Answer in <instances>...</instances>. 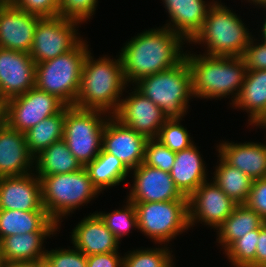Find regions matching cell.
<instances>
[{
  "label": "cell",
  "mask_w": 266,
  "mask_h": 267,
  "mask_svg": "<svg viewBox=\"0 0 266 267\" xmlns=\"http://www.w3.org/2000/svg\"><path fill=\"white\" fill-rule=\"evenodd\" d=\"M184 41L165 26L134 36L118 55L127 84L178 65L186 55L181 48Z\"/></svg>",
  "instance_id": "cell-1"
},
{
  "label": "cell",
  "mask_w": 266,
  "mask_h": 267,
  "mask_svg": "<svg viewBox=\"0 0 266 267\" xmlns=\"http://www.w3.org/2000/svg\"><path fill=\"white\" fill-rule=\"evenodd\" d=\"M66 106L57 96L33 87L3 103V120L12 128L25 133Z\"/></svg>",
  "instance_id": "cell-10"
},
{
  "label": "cell",
  "mask_w": 266,
  "mask_h": 267,
  "mask_svg": "<svg viewBox=\"0 0 266 267\" xmlns=\"http://www.w3.org/2000/svg\"><path fill=\"white\" fill-rule=\"evenodd\" d=\"M181 120L180 118L168 119L160 128L156 138L174 152H180L194 144L190 139V133L187 131V128L180 124Z\"/></svg>",
  "instance_id": "cell-35"
},
{
  "label": "cell",
  "mask_w": 266,
  "mask_h": 267,
  "mask_svg": "<svg viewBox=\"0 0 266 267\" xmlns=\"http://www.w3.org/2000/svg\"><path fill=\"white\" fill-rule=\"evenodd\" d=\"M93 185L101 192L125 181L130 170L116 156L101 152L85 166Z\"/></svg>",
  "instance_id": "cell-29"
},
{
  "label": "cell",
  "mask_w": 266,
  "mask_h": 267,
  "mask_svg": "<svg viewBox=\"0 0 266 267\" xmlns=\"http://www.w3.org/2000/svg\"><path fill=\"white\" fill-rule=\"evenodd\" d=\"M237 205L214 181L207 180L188 197L189 227L201 221L217 229Z\"/></svg>",
  "instance_id": "cell-12"
},
{
  "label": "cell",
  "mask_w": 266,
  "mask_h": 267,
  "mask_svg": "<svg viewBox=\"0 0 266 267\" xmlns=\"http://www.w3.org/2000/svg\"><path fill=\"white\" fill-rule=\"evenodd\" d=\"M263 8H266V6L265 7H263ZM264 10H266V9H264ZM263 26L261 27L262 29H261V32H262V41L263 42H265L266 43V19H264V22H263V24H262Z\"/></svg>",
  "instance_id": "cell-45"
},
{
  "label": "cell",
  "mask_w": 266,
  "mask_h": 267,
  "mask_svg": "<svg viewBox=\"0 0 266 267\" xmlns=\"http://www.w3.org/2000/svg\"><path fill=\"white\" fill-rule=\"evenodd\" d=\"M176 152L170 150L156 138L148 139L145 145L143 163L170 173L175 162Z\"/></svg>",
  "instance_id": "cell-36"
},
{
  "label": "cell",
  "mask_w": 266,
  "mask_h": 267,
  "mask_svg": "<svg viewBox=\"0 0 266 267\" xmlns=\"http://www.w3.org/2000/svg\"><path fill=\"white\" fill-rule=\"evenodd\" d=\"M138 228L155 243H169L177 235L188 230V198L181 200L137 202Z\"/></svg>",
  "instance_id": "cell-9"
},
{
  "label": "cell",
  "mask_w": 266,
  "mask_h": 267,
  "mask_svg": "<svg viewBox=\"0 0 266 267\" xmlns=\"http://www.w3.org/2000/svg\"><path fill=\"white\" fill-rule=\"evenodd\" d=\"M59 228L47 211L0 209V240L16 234L55 232Z\"/></svg>",
  "instance_id": "cell-25"
},
{
  "label": "cell",
  "mask_w": 266,
  "mask_h": 267,
  "mask_svg": "<svg viewBox=\"0 0 266 267\" xmlns=\"http://www.w3.org/2000/svg\"><path fill=\"white\" fill-rule=\"evenodd\" d=\"M125 203L124 209H115L110 213L96 212L118 241L121 240L123 236L128 235L131 229L138 228L137 213L134 203L128 199Z\"/></svg>",
  "instance_id": "cell-32"
},
{
  "label": "cell",
  "mask_w": 266,
  "mask_h": 267,
  "mask_svg": "<svg viewBox=\"0 0 266 267\" xmlns=\"http://www.w3.org/2000/svg\"><path fill=\"white\" fill-rule=\"evenodd\" d=\"M78 24L60 16L40 18L29 52L33 61L45 62L73 50L83 40L76 30Z\"/></svg>",
  "instance_id": "cell-11"
},
{
  "label": "cell",
  "mask_w": 266,
  "mask_h": 267,
  "mask_svg": "<svg viewBox=\"0 0 266 267\" xmlns=\"http://www.w3.org/2000/svg\"><path fill=\"white\" fill-rule=\"evenodd\" d=\"M174 262H172L168 267H175Z\"/></svg>",
  "instance_id": "cell-50"
},
{
  "label": "cell",
  "mask_w": 266,
  "mask_h": 267,
  "mask_svg": "<svg viewBox=\"0 0 266 267\" xmlns=\"http://www.w3.org/2000/svg\"><path fill=\"white\" fill-rule=\"evenodd\" d=\"M163 4L171 20L165 27L190 43L202 29L214 0L210 3L204 0H163Z\"/></svg>",
  "instance_id": "cell-20"
},
{
  "label": "cell",
  "mask_w": 266,
  "mask_h": 267,
  "mask_svg": "<svg viewBox=\"0 0 266 267\" xmlns=\"http://www.w3.org/2000/svg\"><path fill=\"white\" fill-rule=\"evenodd\" d=\"M147 138L121 124L112 115L107 119L102 134V149L116 156L132 171L144 161Z\"/></svg>",
  "instance_id": "cell-15"
},
{
  "label": "cell",
  "mask_w": 266,
  "mask_h": 267,
  "mask_svg": "<svg viewBox=\"0 0 266 267\" xmlns=\"http://www.w3.org/2000/svg\"><path fill=\"white\" fill-rule=\"evenodd\" d=\"M91 55L89 51L85 57L74 106L103 111L109 117L116 112L127 85L122 63L120 57L103 56L95 60Z\"/></svg>",
  "instance_id": "cell-2"
},
{
  "label": "cell",
  "mask_w": 266,
  "mask_h": 267,
  "mask_svg": "<svg viewBox=\"0 0 266 267\" xmlns=\"http://www.w3.org/2000/svg\"><path fill=\"white\" fill-rule=\"evenodd\" d=\"M233 107L249 113V125L261 127L266 122V70H247Z\"/></svg>",
  "instance_id": "cell-23"
},
{
  "label": "cell",
  "mask_w": 266,
  "mask_h": 267,
  "mask_svg": "<svg viewBox=\"0 0 266 267\" xmlns=\"http://www.w3.org/2000/svg\"><path fill=\"white\" fill-rule=\"evenodd\" d=\"M0 209L46 211L42 206L41 180L35 172L0 177Z\"/></svg>",
  "instance_id": "cell-18"
},
{
  "label": "cell",
  "mask_w": 266,
  "mask_h": 267,
  "mask_svg": "<svg viewBox=\"0 0 266 267\" xmlns=\"http://www.w3.org/2000/svg\"><path fill=\"white\" fill-rule=\"evenodd\" d=\"M72 231V247L86 256L118 251L120 241L96 213L83 218Z\"/></svg>",
  "instance_id": "cell-21"
},
{
  "label": "cell",
  "mask_w": 266,
  "mask_h": 267,
  "mask_svg": "<svg viewBox=\"0 0 266 267\" xmlns=\"http://www.w3.org/2000/svg\"><path fill=\"white\" fill-rule=\"evenodd\" d=\"M219 164L214 171V182L234 202L245 204L252 188L253 180L236 167L229 165L220 155Z\"/></svg>",
  "instance_id": "cell-30"
},
{
  "label": "cell",
  "mask_w": 266,
  "mask_h": 267,
  "mask_svg": "<svg viewBox=\"0 0 266 267\" xmlns=\"http://www.w3.org/2000/svg\"><path fill=\"white\" fill-rule=\"evenodd\" d=\"M265 221L245 204L237 205L226 220L216 229L217 240L226 250L235 240L257 230Z\"/></svg>",
  "instance_id": "cell-28"
},
{
  "label": "cell",
  "mask_w": 266,
  "mask_h": 267,
  "mask_svg": "<svg viewBox=\"0 0 266 267\" xmlns=\"http://www.w3.org/2000/svg\"><path fill=\"white\" fill-rule=\"evenodd\" d=\"M6 266H7V263H6V260L4 258L3 251L1 248V244H0V267H6Z\"/></svg>",
  "instance_id": "cell-47"
},
{
  "label": "cell",
  "mask_w": 266,
  "mask_h": 267,
  "mask_svg": "<svg viewBox=\"0 0 266 267\" xmlns=\"http://www.w3.org/2000/svg\"><path fill=\"white\" fill-rule=\"evenodd\" d=\"M40 18L12 3L0 4V47L29 54Z\"/></svg>",
  "instance_id": "cell-16"
},
{
  "label": "cell",
  "mask_w": 266,
  "mask_h": 267,
  "mask_svg": "<svg viewBox=\"0 0 266 267\" xmlns=\"http://www.w3.org/2000/svg\"><path fill=\"white\" fill-rule=\"evenodd\" d=\"M56 232H33L7 236L0 240L6 263L44 260L46 250L42 244Z\"/></svg>",
  "instance_id": "cell-26"
},
{
  "label": "cell",
  "mask_w": 266,
  "mask_h": 267,
  "mask_svg": "<svg viewBox=\"0 0 266 267\" xmlns=\"http://www.w3.org/2000/svg\"><path fill=\"white\" fill-rule=\"evenodd\" d=\"M129 95L125 99H121L112 116L147 139L157 138L160 128L168 120V117L136 88Z\"/></svg>",
  "instance_id": "cell-13"
},
{
  "label": "cell",
  "mask_w": 266,
  "mask_h": 267,
  "mask_svg": "<svg viewBox=\"0 0 266 267\" xmlns=\"http://www.w3.org/2000/svg\"><path fill=\"white\" fill-rule=\"evenodd\" d=\"M188 53L185 58L191 70L194 98L222 99L233 95L230 103L233 104L247 71L244 59Z\"/></svg>",
  "instance_id": "cell-3"
},
{
  "label": "cell",
  "mask_w": 266,
  "mask_h": 267,
  "mask_svg": "<svg viewBox=\"0 0 266 267\" xmlns=\"http://www.w3.org/2000/svg\"><path fill=\"white\" fill-rule=\"evenodd\" d=\"M258 229L235 240L226 250V256L234 267H255Z\"/></svg>",
  "instance_id": "cell-33"
},
{
  "label": "cell",
  "mask_w": 266,
  "mask_h": 267,
  "mask_svg": "<svg viewBox=\"0 0 266 267\" xmlns=\"http://www.w3.org/2000/svg\"><path fill=\"white\" fill-rule=\"evenodd\" d=\"M82 40L73 50L54 59L37 63L35 87L53 94L67 106H74L80 89L82 67L88 45Z\"/></svg>",
  "instance_id": "cell-7"
},
{
  "label": "cell",
  "mask_w": 266,
  "mask_h": 267,
  "mask_svg": "<svg viewBox=\"0 0 266 267\" xmlns=\"http://www.w3.org/2000/svg\"><path fill=\"white\" fill-rule=\"evenodd\" d=\"M261 127L266 129V122Z\"/></svg>",
  "instance_id": "cell-52"
},
{
  "label": "cell",
  "mask_w": 266,
  "mask_h": 267,
  "mask_svg": "<svg viewBox=\"0 0 266 267\" xmlns=\"http://www.w3.org/2000/svg\"><path fill=\"white\" fill-rule=\"evenodd\" d=\"M245 26L235 12L215 1L209 8L202 29L190 42L205 44V55L242 57L253 36Z\"/></svg>",
  "instance_id": "cell-4"
},
{
  "label": "cell",
  "mask_w": 266,
  "mask_h": 267,
  "mask_svg": "<svg viewBox=\"0 0 266 267\" xmlns=\"http://www.w3.org/2000/svg\"><path fill=\"white\" fill-rule=\"evenodd\" d=\"M66 107L59 113L43 119L25 132L29 152L35 157L54 142L63 139Z\"/></svg>",
  "instance_id": "cell-31"
},
{
  "label": "cell",
  "mask_w": 266,
  "mask_h": 267,
  "mask_svg": "<svg viewBox=\"0 0 266 267\" xmlns=\"http://www.w3.org/2000/svg\"><path fill=\"white\" fill-rule=\"evenodd\" d=\"M105 114L99 110L66 106L63 140L83 167L101 152L102 134L108 119Z\"/></svg>",
  "instance_id": "cell-8"
},
{
  "label": "cell",
  "mask_w": 266,
  "mask_h": 267,
  "mask_svg": "<svg viewBox=\"0 0 266 267\" xmlns=\"http://www.w3.org/2000/svg\"><path fill=\"white\" fill-rule=\"evenodd\" d=\"M250 3L255 4L256 6L260 5L261 7H265L266 6V0H248Z\"/></svg>",
  "instance_id": "cell-46"
},
{
  "label": "cell",
  "mask_w": 266,
  "mask_h": 267,
  "mask_svg": "<svg viewBox=\"0 0 266 267\" xmlns=\"http://www.w3.org/2000/svg\"><path fill=\"white\" fill-rule=\"evenodd\" d=\"M44 263H45L44 260L16 261L8 263L6 267H41Z\"/></svg>",
  "instance_id": "cell-44"
},
{
  "label": "cell",
  "mask_w": 266,
  "mask_h": 267,
  "mask_svg": "<svg viewBox=\"0 0 266 267\" xmlns=\"http://www.w3.org/2000/svg\"><path fill=\"white\" fill-rule=\"evenodd\" d=\"M266 264V222L258 228V242L255 254V267Z\"/></svg>",
  "instance_id": "cell-43"
},
{
  "label": "cell",
  "mask_w": 266,
  "mask_h": 267,
  "mask_svg": "<svg viewBox=\"0 0 266 267\" xmlns=\"http://www.w3.org/2000/svg\"><path fill=\"white\" fill-rule=\"evenodd\" d=\"M36 63L30 54L0 47V101L35 87Z\"/></svg>",
  "instance_id": "cell-14"
},
{
  "label": "cell",
  "mask_w": 266,
  "mask_h": 267,
  "mask_svg": "<svg viewBox=\"0 0 266 267\" xmlns=\"http://www.w3.org/2000/svg\"><path fill=\"white\" fill-rule=\"evenodd\" d=\"M166 247L167 245L162 248L129 251L123 257V267H168L173 261V255L169 247Z\"/></svg>",
  "instance_id": "cell-34"
},
{
  "label": "cell",
  "mask_w": 266,
  "mask_h": 267,
  "mask_svg": "<svg viewBox=\"0 0 266 267\" xmlns=\"http://www.w3.org/2000/svg\"><path fill=\"white\" fill-rule=\"evenodd\" d=\"M3 121V103L0 101V123Z\"/></svg>",
  "instance_id": "cell-48"
},
{
  "label": "cell",
  "mask_w": 266,
  "mask_h": 267,
  "mask_svg": "<svg viewBox=\"0 0 266 267\" xmlns=\"http://www.w3.org/2000/svg\"><path fill=\"white\" fill-rule=\"evenodd\" d=\"M34 156L29 152L25 133L0 123V177L24 176L34 169Z\"/></svg>",
  "instance_id": "cell-19"
},
{
  "label": "cell",
  "mask_w": 266,
  "mask_h": 267,
  "mask_svg": "<svg viewBox=\"0 0 266 267\" xmlns=\"http://www.w3.org/2000/svg\"><path fill=\"white\" fill-rule=\"evenodd\" d=\"M41 267H49L46 263H44Z\"/></svg>",
  "instance_id": "cell-51"
},
{
  "label": "cell",
  "mask_w": 266,
  "mask_h": 267,
  "mask_svg": "<svg viewBox=\"0 0 266 267\" xmlns=\"http://www.w3.org/2000/svg\"><path fill=\"white\" fill-rule=\"evenodd\" d=\"M133 170V185L128 200L137 202H157L181 200L184 196L176 188L170 173L150 167L143 162Z\"/></svg>",
  "instance_id": "cell-17"
},
{
  "label": "cell",
  "mask_w": 266,
  "mask_h": 267,
  "mask_svg": "<svg viewBox=\"0 0 266 267\" xmlns=\"http://www.w3.org/2000/svg\"><path fill=\"white\" fill-rule=\"evenodd\" d=\"M44 262L49 267H87V256L76 247L74 249L59 248L46 250Z\"/></svg>",
  "instance_id": "cell-38"
},
{
  "label": "cell",
  "mask_w": 266,
  "mask_h": 267,
  "mask_svg": "<svg viewBox=\"0 0 266 267\" xmlns=\"http://www.w3.org/2000/svg\"><path fill=\"white\" fill-rule=\"evenodd\" d=\"M245 205L256 211L266 222V178L253 180Z\"/></svg>",
  "instance_id": "cell-41"
},
{
  "label": "cell",
  "mask_w": 266,
  "mask_h": 267,
  "mask_svg": "<svg viewBox=\"0 0 266 267\" xmlns=\"http://www.w3.org/2000/svg\"><path fill=\"white\" fill-rule=\"evenodd\" d=\"M34 165L33 172H37L36 175L40 179L43 176L71 173L83 168L63 139L54 142L36 155Z\"/></svg>",
  "instance_id": "cell-27"
},
{
  "label": "cell",
  "mask_w": 266,
  "mask_h": 267,
  "mask_svg": "<svg viewBox=\"0 0 266 267\" xmlns=\"http://www.w3.org/2000/svg\"><path fill=\"white\" fill-rule=\"evenodd\" d=\"M206 166L196 145L176 152L170 175L180 193L189 197L207 181Z\"/></svg>",
  "instance_id": "cell-24"
},
{
  "label": "cell",
  "mask_w": 266,
  "mask_h": 267,
  "mask_svg": "<svg viewBox=\"0 0 266 267\" xmlns=\"http://www.w3.org/2000/svg\"><path fill=\"white\" fill-rule=\"evenodd\" d=\"M12 4L41 18L59 16V0H13Z\"/></svg>",
  "instance_id": "cell-39"
},
{
  "label": "cell",
  "mask_w": 266,
  "mask_h": 267,
  "mask_svg": "<svg viewBox=\"0 0 266 267\" xmlns=\"http://www.w3.org/2000/svg\"><path fill=\"white\" fill-rule=\"evenodd\" d=\"M87 267H123V256L110 252L87 256Z\"/></svg>",
  "instance_id": "cell-42"
},
{
  "label": "cell",
  "mask_w": 266,
  "mask_h": 267,
  "mask_svg": "<svg viewBox=\"0 0 266 267\" xmlns=\"http://www.w3.org/2000/svg\"><path fill=\"white\" fill-rule=\"evenodd\" d=\"M13 0H0V4L2 3H12Z\"/></svg>",
  "instance_id": "cell-49"
},
{
  "label": "cell",
  "mask_w": 266,
  "mask_h": 267,
  "mask_svg": "<svg viewBox=\"0 0 266 267\" xmlns=\"http://www.w3.org/2000/svg\"><path fill=\"white\" fill-rule=\"evenodd\" d=\"M98 0H59V16L84 23L95 13Z\"/></svg>",
  "instance_id": "cell-37"
},
{
  "label": "cell",
  "mask_w": 266,
  "mask_h": 267,
  "mask_svg": "<svg viewBox=\"0 0 266 267\" xmlns=\"http://www.w3.org/2000/svg\"><path fill=\"white\" fill-rule=\"evenodd\" d=\"M42 206L59 226L64 216L100 194L85 167L71 173L43 176L41 179Z\"/></svg>",
  "instance_id": "cell-6"
},
{
  "label": "cell",
  "mask_w": 266,
  "mask_h": 267,
  "mask_svg": "<svg viewBox=\"0 0 266 267\" xmlns=\"http://www.w3.org/2000/svg\"><path fill=\"white\" fill-rule=\"evenodd\" d=\"M265 144L254 142L237 144L223 141L217 145V151L229 165L244 172L252 180H258L266 178Z\"/></svg>",
  "instance_id": "cell-22"
},
{
  "label": "cell",
  "mask_w": 266,
  "mask_h": 267,
  "mask_svg": "<svg viewBox=\"0 0 266 267\" xmlns=\"http://www.w3.org/2000/svg\"><path fill=\"white\" fill-rule=\"evenodd\" d=\"M135 85L168 119H182L187 113L189 100L194 97L191 70L186 58L170 69L140 79Z\"/></svg>",
  "instance_id": "cell-5"
},
{
  "label": "cell",
  "mask_w": 266,
  "mask_h": 267,
  "mask_svg": "<svg viewBox=\"0 0 266 267\" xmlns=\"http://www.w3.org/2000/svg\"><path fill=\"white\" fill-rule=\"evenodd\" d=\"M251 37L242 58L246 64V70H266V43H254L257 39Z\"/></svg>",
  "instance_id": "cell-40"
}]
</instances>
